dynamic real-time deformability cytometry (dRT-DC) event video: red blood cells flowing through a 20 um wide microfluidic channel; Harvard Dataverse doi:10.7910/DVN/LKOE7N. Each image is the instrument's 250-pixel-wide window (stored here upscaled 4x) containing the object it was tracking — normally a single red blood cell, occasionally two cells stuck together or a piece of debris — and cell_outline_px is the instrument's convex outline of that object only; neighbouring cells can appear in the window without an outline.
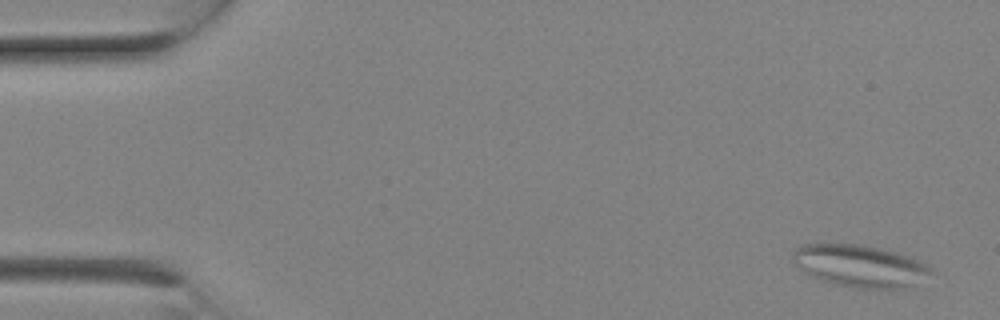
{"species": "Egyptian fruit bat (a non-hibernating species)", "species_latin": "Rousettus aegyptiacus", "temperature_condition": "room temperature", "stored_images_in_passage": 2, "camera_frame_rate_fps": 3000, "um_per_image_px": 0.085, "animal": {"sex": "female"}, "frame": {"image": 1, "passage_image": 1, "time_ms": 0.0, "image_size_px": [1000, 320], "cell_outline_px": [[936, 272], [912, 284], [900, 288], [856, 288], [836, 284], [812, 276], [804, 272], [792, 264], [792, 256], [796, 248], [804, 244], [860, 244], [880, 248], [896, 252], [920, 260], [932, 268]], "centroid_in_image_um": [73.08, 22.59], "position_along_channel_um": 11.9, "area_um2": 33.76}}